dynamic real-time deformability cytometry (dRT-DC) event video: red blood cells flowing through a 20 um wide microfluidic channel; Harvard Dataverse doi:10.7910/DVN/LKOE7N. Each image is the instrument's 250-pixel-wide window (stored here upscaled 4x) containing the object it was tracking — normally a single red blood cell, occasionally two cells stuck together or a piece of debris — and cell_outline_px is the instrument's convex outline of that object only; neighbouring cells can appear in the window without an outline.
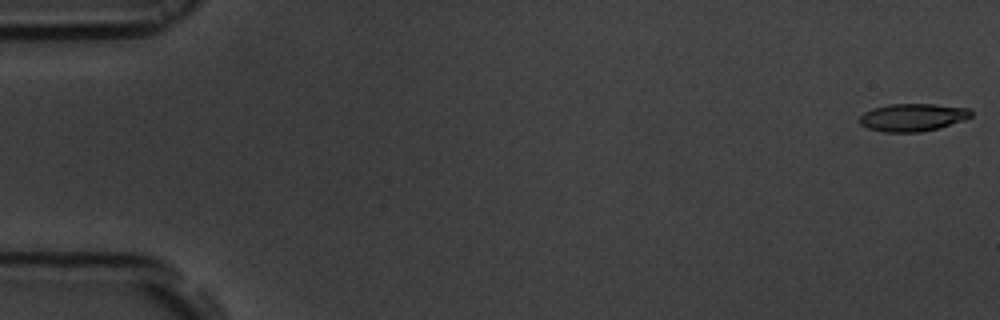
{"species": "common noctule bat (a hibernating species)", "species_latin": "Nyctalus noctula", "temperature_condition": "room temperature", "stored_images_in_passage": 8, "camera_frame_rate_fps": 3000, "um_per_image_px": 0.085, "animal": {"sex": "male", "body_mass_g": 19.5, "forearm_length_mm": 54.6}, "frame": {"image": 1, "passage_image": 1, "time_ms": 0.0, "image_size_px": [1000, 320], "cell_outline_px": [[972, 116], [964, 120], [936, 128], [920, 132], [884, 132], [868, 128], [860, 124], [856, 120], [864, 112], [872, 108], [888, 104], [932, 104], [968, 108], [972, 112]], "centroid_in_image_um": [77.52, 9.97], "position_along_channel_um": 7.5, "area_um2": 17.98}}